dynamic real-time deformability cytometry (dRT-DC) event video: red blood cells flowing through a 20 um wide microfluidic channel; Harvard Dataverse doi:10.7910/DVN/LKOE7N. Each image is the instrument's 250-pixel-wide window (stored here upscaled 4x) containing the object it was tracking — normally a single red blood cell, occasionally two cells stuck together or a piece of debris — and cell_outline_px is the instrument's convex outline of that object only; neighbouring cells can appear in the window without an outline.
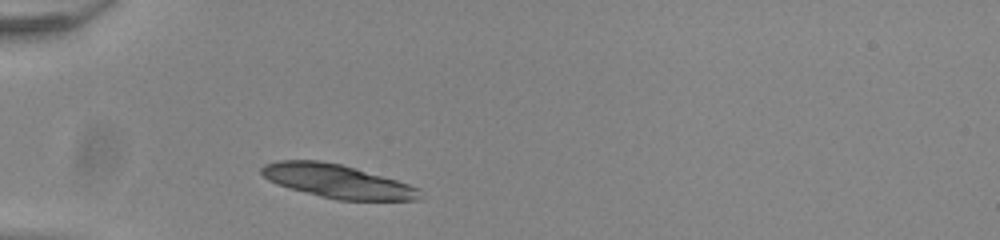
{"species": "common noctule bat (a hibernating species)", "species_latin": "Nyctalus noctula", "temperature_condition": "room temperature", "stored_images_in_passage": 16, "camera_frame_rate_fps": 3000, "um_per_image_px": 0.085, "animal": {"sex": "male", "body_mass_g": 20.0, "forearm_length_mm": 53.3}, "frame": {"image": 1, "passage_image": 1, "time_ms": 0.0, "image_size_px": [1000, 240], "cell_outline_px": [[420, 200], [336, 200], [288, 188], [268, 180], [260, 172], [260, 168], [264, 164], [276, 160], [320, 160], [340, 164], [396, 180], [420, 188]], "centroid_in_image_um": [28.63, 15.4], "position_along_channel_um": 56.4, "area_um2": 30.81}}